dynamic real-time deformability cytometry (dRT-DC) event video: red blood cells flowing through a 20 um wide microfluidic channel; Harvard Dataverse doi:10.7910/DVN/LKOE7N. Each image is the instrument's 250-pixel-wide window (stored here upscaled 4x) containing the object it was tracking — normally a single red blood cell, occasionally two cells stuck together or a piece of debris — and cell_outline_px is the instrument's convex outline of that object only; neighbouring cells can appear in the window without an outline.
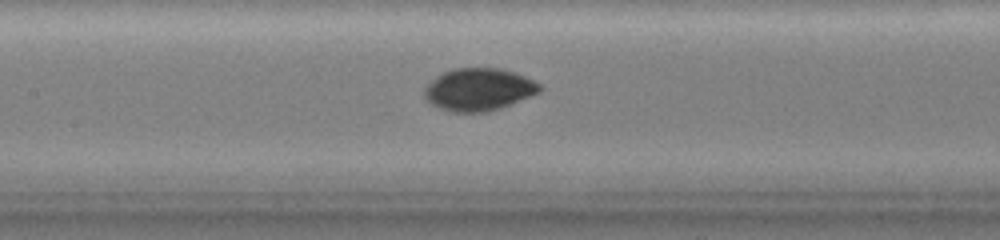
{"species": "common noctule bat (a hibernating species)", "species_latin": "Nyctalus noctula", "temperature_condition": "warm", "stored_images_in_passage": 46, "camera_frame_rate_fps": 3000, "um_per_image_px": 0.085, "animal": {"sex": "female", "body_mass_g": 19.0, "forearm_length_mm": 51.5}, "frame": {"image": 1, "passage_image": 23, "time_ms": 8.667, "image_size_px": [1000, 240], "cell_outline_px": [[540, 92], [508, 104], [484, 112], [452, 112], [436, 104], [424, 92], [444, 72], [452, 68], [500, 68], [516, 72], [540, 84]], "centroid_in_image_um": [40.79, 7.58], "position_along_channel_um": 166.6, "area_um2": 27.17}}
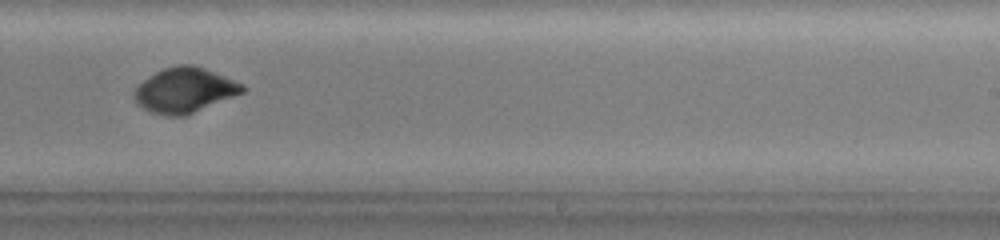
{"frame": {"image": 2, "passage_image": 33, "time_ms": 11.667, "image_size_px": [1000, 240], "cell_outline_px": [[244, 92], [184, 116], [168, 116], [152, 112], [144, 108], [136, 100], [136, 88], [144, 80], [156, 72], [164, 68], [176, 64], [192, 64], [204, 68], [244, 84]], "centroid_in_image_um": [15.72, 7.65], "position_along_channel_um": 273.3, "area_um2": 27.74}}
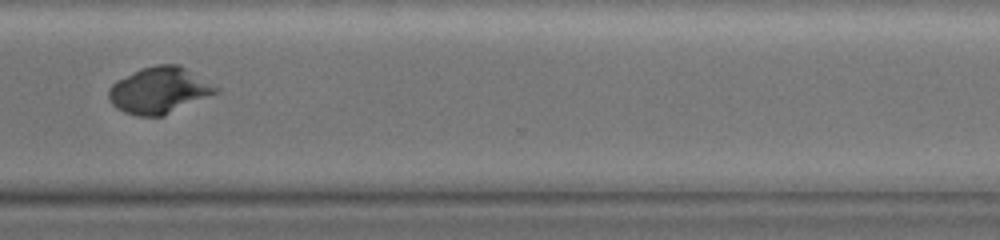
{"frame": {"image": 3, "passage_image": 45, "time_ms": 14.0, "image_size_px": [1000, 240], "cell_outline_px": [[220, 92], [164, 116], [136, 116], [124, 112], [116, 108], [112, 104], [108, 96], [108, 88], [116, 80], [140, 68], [156, 64], [180, 64], [220, 88]], "centroid_in_image_um": [13.54, 7.67], "position_along_channel_um": 357.1, "area_um2": 29.36}}